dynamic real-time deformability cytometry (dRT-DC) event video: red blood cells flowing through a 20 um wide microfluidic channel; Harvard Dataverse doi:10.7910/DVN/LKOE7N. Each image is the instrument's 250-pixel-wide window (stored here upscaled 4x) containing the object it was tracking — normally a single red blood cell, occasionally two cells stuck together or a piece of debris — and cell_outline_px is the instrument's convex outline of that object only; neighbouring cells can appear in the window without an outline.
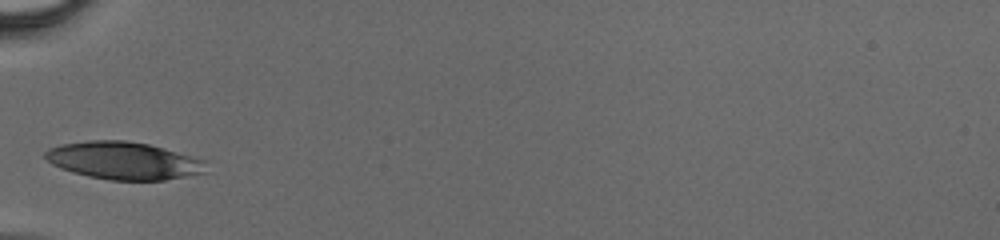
{"species": "human", "species_latin": "Homo sapiens", "temperature_condition": "cold", "stored_images_in_passage": 23, "camera_frame_rate_fps": 3000, "um_per_image_px": 0.085, "donor": {"sex": "male"}, "frame": {"image": 1, "passage_image": 1, "time_ms": 0.0, "image_size_px": [1000, 240], "cell_outline_px": [[208, 172], [164, 180], [108, 180], [88, 176], [72, 172], [60, 168], [52, 164], [44, 156], [44, 152], [48, 148], [60, 144], [88, 140], [124, 140], [148, 144], [208, 160]], "centroid_in_image_um": [10.54, 13.65], "position_along_channel_um": 74.5, "area_um2": 35.55}}
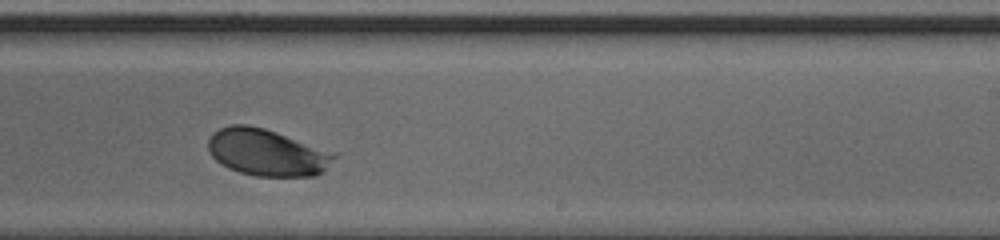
{"frame": {"image": 2, "passage_image": 14, "time_ms": 4.333, "image_size_px": [1000, 240], "cell_outline_px": [[340, 152], [320, 172], [312, 176], [256, 176], [240, 172], [228, 168], [220, 164], [208, 152], [208, 140], [212, 132], [220, 128], [232, 124], [248, 124], [264, 128]], "centroid_in_image_um": [22.69, 12.93], "position_along_channel_um": 266.3, "area_um2": 34.68}}
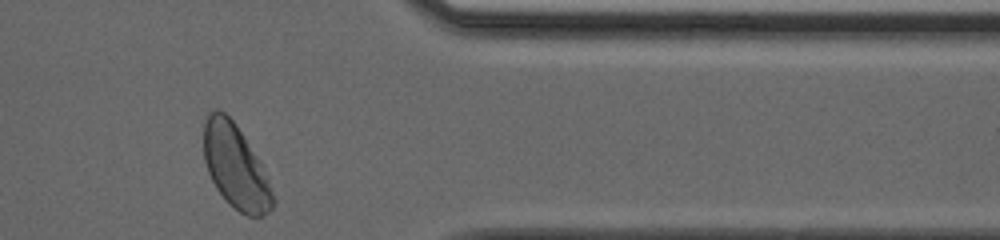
{"frame": {"image": 3, "passage_image": 23, "time_ms": 7.333, "image_size_px": [1000, 240], "cell_outline_px": [[276, 200], [272, 208], [268, 212], [260, 216], [248, 216], [240, 212], [228, 204], [216, 188], [208, 172], [204, 160], [204, 124], [208, 116], [216, 108], [224, 112], [232, 120], [260, 160], [268, 176]], "centroid_in_image_um": [20.05, 14.2], "position_along_channel_um": 391.4, "area_um2": 33.76}}